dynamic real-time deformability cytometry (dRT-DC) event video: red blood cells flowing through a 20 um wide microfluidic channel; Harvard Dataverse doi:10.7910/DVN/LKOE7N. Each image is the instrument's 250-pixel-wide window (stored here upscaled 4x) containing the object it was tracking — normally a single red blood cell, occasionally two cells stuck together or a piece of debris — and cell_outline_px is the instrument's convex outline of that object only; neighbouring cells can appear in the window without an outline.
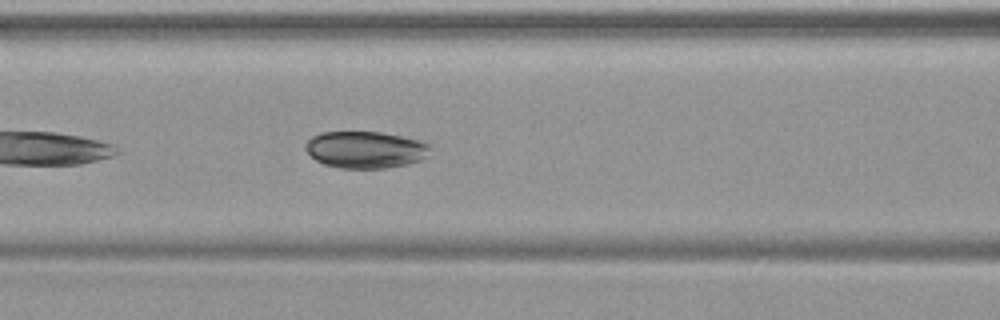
{"species": "common noctule bat (a hibernating species)", "species_latin": "Nyctalus noctula", "temperature_condition": "warm", "stored_images_in_passage": 48, "camera_frame_rate_fps": 3000, "um_per_image_px": 0.085, "animal": {"sex": "female", "body_mass_g": 19.9}, "frame": {"image": 1, "passage_image": 20, "time_ms": 6.333, "image_size_px": [1000, 320], "cell_outline_px": [[432, 144], [428, 156], [420, 160], [408, 164], [388, 168], [340, 168], [324, 164], [316, 160], [304, 148], [304, 144], [312, 136], [320, 132], [380, 132], [420, 140]], "centroid_in_image_um": [31.08, 12.72], "position_along_channel_um": 135.5, "area_um2": 26.99}}
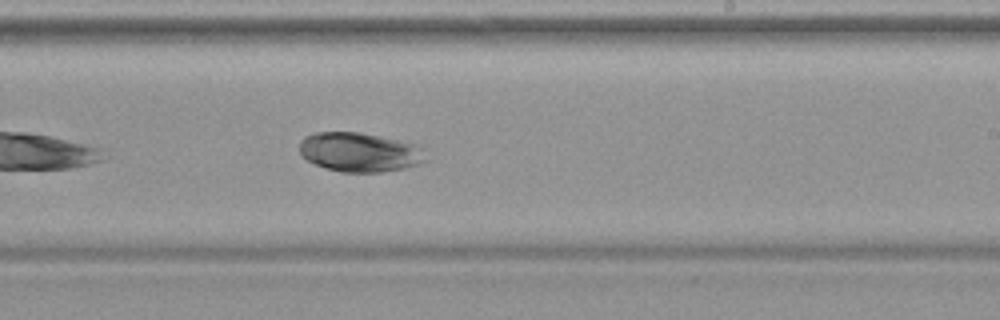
{"frame": {"image": 2, "passage_image": 29, "time_ms": 9.333, "image_size_px": [1000, 320], "cell_outline_px": [[428, 160], [404, 168], [380, 172], [340, 172], [324, 168], [300, 156], [300, 140], [304, 136], [316, 132], [360, 132], [396, 140], [412, 144], [424, 148]], "centroid_in_image_um": [30.54, 12.94], "position_along_channel_um": 258.5, "area_um2": 28.9}}
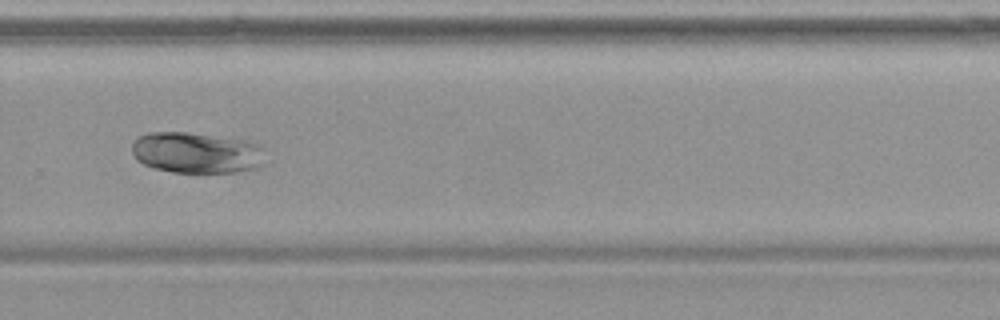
{"frame": {"image": 3, "passage_image": 33, "time_ms": 10.667, "image_size_px": [1000, 320], "cell_outline_px": [[264, 148], [260, 164], [256, 168], [236, 172], [172, 172], [152, 168], [136, 160], [132, 152], [132, 144], [140, 136], [148, 132], [188, 132], [244, 140], [256, 144]], "centroid_in_image_um": [16.65, 12.98], "position_along_channel_um": 313.2, "area_um2": 31.67}}